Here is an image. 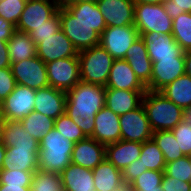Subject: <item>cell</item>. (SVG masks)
<instances>
[{
  "mask_svg": "<svg viewBox=\"0 0 191 191\" xmlns=\"http://www.w3.org/2000/svg\"><path fill=\"white\" fill-rule=\"evenodd\" d=\"M184 74L185 58L160 59L158 62H153L151 81L146 89L148 91H160Z\"/></svg>",
  "mask_w": 191,
  "mask_h": 191,
  "instance_id": "cell-15",
  "label": "cell"
},
{
  "mask_svg": "<svg viewBox=\"0 0 191 191\" xmlns=\"http://www.w3.org/2000/svg\"><path fill=\"white\" fill-rule=\"evenodd\" d=\"M37 56L46 64L58 59L78 57V51L62 30L54 36L40 38L36 45Z\"/></svg>",
  "mask_w": 191,
  "mask_h": 191,
  "instance_id": "cell-14",
  "label": "cell"
},
{
  "mask_svg": "<svg viewBox=\"0 0 191 191\" xmlns=\"http://www.w3.org/2000/svg\"><path fill=\"white\" fill-rule=\"evenodd\" d=\"M97 5L106 27L134 25L135 3L133 0H98Z\"/></svg>",
  "mask_w": 191,
  "mask_h": 191,
  "instance_id": "cell-16",
  "label": "cell"
},
{
  "mask_svg": "<svg viewBox=\"0 0 191 191\" xmlns=\"http://www.w3.org/2000/svg\"><path fill=\"white\" fill-rule=\"evenodd\" d=\"M34 111L57 119L65 113L66 91L48 86L36 90Z\"/></svg>",
  "mask_w": 191,
  "mask_h": 191,
  "instance_id": "cell-18",
  "label": "cell"
},
{
  "mask_svg": "<svg viewBox=\"0 0 191 191\" xmlns=\"http://www.w3.org/2000/svg\"><path fill=\"white\" fill-rule=\"evenodd\" d=\"M164 173L181 181L190 182L191 156H184L166 163Z\"/></svg>",
  "mask_w": 191,
  "mask_h": 191,
  "instance_id": "cell-37",
  "label": "cell"
},
{
  "mask_svg": "<svg viewBox=\"0 0 191 191\" xmlns=\"http://www.w3.org/2000/svg\"><path fill=\"white\" fill-rule=\"evenodd\" d=\"M184 118L191 124V106L189 109L185 110Z\"/></svg>",
  "mask_w": 191,
  "mask_h": 191,
  "instance_id": "cell-56",
  "label": "cell"
},
{
  "mask_svg": "<svg viewBox=\"0 0 191 191\" xmlns=\"http://www.w3.org/2000/svg\"><path fill=\"white\" fill-rule=\"evenodd\" d=\"M60 3L57 0H27L20 15L16 29L29 33L46 24L57 11Z\"/></svg>",
  "mask_w": 191,
  "mask_h": 191,
  "instance_id": "cell-9",
  "label": "cell"
},
{
  "mask_svg": "<svg viewBox=\"0 0 191 191\" xmlns=\"http://www.w3.org/2000/svg\"><path fill=\"white\" fill-rule=\"evenodd\" d=\"M36 90L16 84L13 92L2 101L1 112L6 119L22 120L34 111Z\"/></svg>",
  "mask_w": 191,
  "mask_h": 191,
  "instance_id": "cell-13",
  "label": "cell"
},
{
  "mask_svg": "<svg viewBox=\"0 0 191 191\" xmlns=\"http://www.w3.org/2000/svg\"><path fill=\"white\" fill-rule=\"evenodd\" d=\"M121 140L143 143L152 139L151 129L144 106L119 116Z\"/></svg>",
  "mask_w": 191,
  "mask_h": 191,
  "instance_id": "cell-11",
  "label": "cell"
},
{
  "mask_svg": "<svg viewBox=\"0 0 191 191\" xmlns=\"http://www.w3.org/2000/svg\"><path fill=\"white\" fill-rule=\"evenodd\" d=\"M16 80L13 76L11 67L0 69V101L7 98L15 89Z\"/></svg>",
  "mask_w": 191,
  "mask_h": 191,
  "instance_id": "cell-43",
  "label": "cell"
},
{
  "mask_svg": "<svg viewBox=\"0 0 191 191\" xmlns=\"http://www.w3.org/2000/svg\"><path fill=\"white\" fill-rule=\"evenodd\" d=\"M80 79L84 82L106 86L114 58L97 45L78 52Z\"/></svg>",
  "mask_w": 191,
  "mask_h": 191,
  "instance_id": "cell-4",
  "label": "cell"
},
{
  "mask_svg": "<svg viewBox=\"0 0 191 191\" xmlns=\"http://www.w3.org/2000/svg\"><path fill=\"white\" fill-rule=\"evenodd\" d=\"M133 191H163L161 186H158V189H144V190H133Z\"/></svg>",
  "mask_w": 191,
  "mask_h": 191,
  "instance_id": "cell-57",
  "label": "cell"
},
{
  "mask_svg": "<svg viewBox=\"0 0 191 191\" xmlns=\"http://www.w3.org/2000/svg\"><path fill=\"white\" fill-rule=\"evenodd\" d=\"M161 187L163 191H191V182L181 181L164 173Z\"/></svg>",
  "mask_w": 191,
  "mask_h": 191,
  "instance_id": "cell-46",
  "label": "cell"
},
{
  "mask_svg": "<svg viewBox=\"0 0 191 191\" xmlns=\"http://www.w3.org/2000/svg\"><path fill=\"white\" fill-rule=\"evenodd\" d=\"M152 139L162 151L165 163L184 157L171 130L155 131Z\"/></svg>",
  "mask_w": 191,
  "mask_h": 191,
  "instance_id": "cell-32",
  "label": "cell"
},
{
  "mask_svg": "<svg viewBox=\"0 0 191 191\" xmlns=\"http://www.w3.org/2000/svg\"><path fill=\"white\" fill-rule=\"evenodd\" d=\"M111 191H133L130 185L123 183L120 187H117Z\"/></svg>",
  "mask_w": 191,
  "mask_h": 191,
  "instance_id": "cell-55",
  "label": "cell"
},
{
  "mask_svg": "<svg viewBox=\"0 0 191 191\" xmlns=\"http://www.w3.org/2000/svg\"><path fill=\"white\" fill-rule=\"evenodd\" d=\"M11 67L6 41H0V69Z\"/></svg>",
  "mask_w": 191,
  "mask_h": 191,
  "instance_id": "cell-48",
  "label": "cell"
},
{
  "mask_svg": "<svg viewBox=\"0 0 191 191\" xmlns=\"http://www.w3.org/2000/svg\"><path fill=\"white\" fill-rule=\"evenodd\" d=\"M105 88L147 91L146 87L140 82L128 62L124 59L113 61Z\"/></svg>",
  "mask_w": 191,
  "mask_h": 191,
  "instance_id": "cell-21",
  "label": "cell"
},
{
  "mask_svg": "<svg viewBox=\"0 0 191 191\" xmlns=\"http://www.w3.org/2000/svg\"><path fill=\"white\" fill-rule=\"evenodd\" d=\"M2 143L6 147L39 148V141L25 130L20 120L6 119Z\"/></svg>",
  "mask_w": 191,
  "mask_h": 191,
  "instance_id": "cell-26",
  "label": "cell"
},
{
  "mask_svg": "<svg viewBox=\"0 0 191 191\" xmlns=\"http://www.w3.org/2000/svg\"><path fill=\"white\" fill-rule=\"evenodd\" d=\"M97 1L98 0H61L59 3L60 5H73L85 2L97 3Z\"/></svg>",
  "mask_w": 191,
  "mask_h": 191,
  "instance_id": "cell-51",
  "label": "cell"
},
{
  "mask_svg": "<svg viewBox=\"0 0 191 191\" xmlns=\"http://www.w3.org/2000/svg\"><path fill=\"white\" fill-rule=\"evenodd\" d=\"M106 88L80 80L66 92L65 113L79 126L86 137L95 128V116L105 107Z\"/></svg>",
  "mask_w": 191,
  "mask_h": 191,
  "instance_id": "cell-1",
  "label": "cell"
},
{
  "mask_svg": "<svg viewBox=\"0 0 191 191\" xmlns=\"http://www.w3.org/2000/svg\"><path fill=\"white\" fill-rule=\"evenodd\" d=\"M164 171L147 170L137 177L131 184L132 190L158 189L161 186Z\"/></svg>",
  "mask_w": 191,
  "mask_h": 191,
  "instance_id": "cell-39",
  "label": "cell"
},
{
  "mask_svg": "<svg viewBox=\"0 0 191 191\" xmlns=\"http://www.w3.org/2000/svg\"><path fill=\"white\" fill-rule=\"evenodd\" d=\"M140 36L134 25L106 27L100 35V45L114 58L125 60L127 50Z\"/></svg>",
  "mask_w": 191,
  "mask_h": 191,
  "instance_id": "cell-8",
  "label": "cell"
},
{
  "mask_svg": "<svg viewBox=\"0 0 191 191\" xmlns=\"http://www.w3.org/2000/svg\"><path fill=\"white\" fill-rule=\"evenodd\" d=\"M142 105L153 132L171 130L185 117V110L174 104L159 91H146Z\"/></svg>",
  "mask_w": 191,
  "mask_h": 191,
  "instance_id": "cell-3",
  "label": "cell"
},
{
  "mask_svg": "<svg viewBox=\"0 0 191 191\" xmlns=\"http://www.w3.org/2000/svg\"><path fill=\"white\" fill-rule=\"evenodd\" d=\"M145 93L146 91L106 88L105 106L120 116L141 106Z\"/></svg>",
  "mask_w": 191,
  "mask_h": 191,
  "instance_id": "cell-22",
  "label": "cell"
},
{
  "mask_svg": "<svg viewBox=\"0 0 191 191\" xmlns=\"http://www.w3.org/2000/svg\"><path fill=\"white\" fill-rule=\"evenodd\" d=\"M159 92L177 106L187 110L191 106V77L185 73Z\"/></svg>",
  "mask_w": 191,
  "mask_h": 191,
  "instance_id": "cell-30",
  "label": "cell"
},
{
  "mask_svg": "<svg viewBox=\"0 0 191 191\" xmlns=\"http://www.w3.org/2000/svg\"><path fill=\"white\" fill-rule=\"evenodd\" d=\"M95 128L91 138L100 144L109 145L121 140L119 115L103 107L95 116Z\"/></svg>",
  "mask_w": 191,
  "mask_h": 191,
  "instance_id": "cell-17",
  "label": "cell"
},
{
  "mask_svg": "<svg viewBox=\"0 0 191 191\" xmlns=\"http://www.w3.org/2000/svg\"><path fill=\"white\" fill-rule=\"evenodd\" d=\"M60 30L61 22L58 8V11L48 21H46V24L37 27L36 30L30 31L28 34L35 45H37L40 43V38H48L54 36Z\"/></svg>",
  "mask_w": 191,
  "mask_h": 191,
  "instance_id": "cell-38",
  "label": "cell"
},
{
  "mask_svg": "<svg viewBox=\"0 0 191 191\" xmlns=\"http://www.w3.org/2000/svg\"><path fill=\"white\" fill-rule=\"evenodd\" d=\"M55 120L47 115L32 111L21 120V124L37 141L54 128Z\"/></svg>",
  "mask_w": 191,
  "mask_h": 191,
  "instance_id": "cell-31",
  "label": "cell"
},
{
  "mask_svg": "<svg viewBox=\"0 0 191 191\" xmlns=\"http://www.w3.org/2000/svg\"><path fill=\"white\" fill-rule=\"evenodd\" d=\"M143 166L148 170L164 171L165 160L162 151L159 149L153 139L142 143L141 154L139 156Z\"/></svg>",
  "mask_w": 191,
  "mask_h": 191,
  "instance_id": "cell-33",
  "label": "cell"
},
{
  "mask_svg": "<svg viewBox=\"0 0 191 191\" xmlns=\"http://www.w3.org/2000/svg\"><path fill=\"white\" fill-rule=\"evenodd\" d=\"M49 86L68 91L73 89L80 79V62L78 57L58 59L46 63Z\"/></svg>",
  "mask_w": 191,
  "mask_h": 191,
  "instance_id": "cell-7",
  "label": "cell"
},
{
  "mask_svg": "<svg viewBox=\"0 0 191 191\" xmlns=\"http://www.w3.org/2000/svg\"><path fill=\"white\" fill-rule=\"evenodd\" d=\"M134 26L139 33L172 34L173 20L163 4H135Z\"/></svg>",
  "mask_w": 191,
  "mask_h": 191,
  "instance_id": "cell-6",
  "label": "cell"
},
{
  "mask_svg": "<svg viewBox=\"0 0 191 191\" xmlns=\"http://www.w3.org/2000/svg\"><path fill=\"white\" fill-rule=\"evenodd\" d=\"M125 60L146 87L151 81L153 62L148 55L146 44L140 36L127 50Z\"/></svg>",
  "mask_w": 191,
  "mask_h": 191,
  "instance_id": "cell-20",
  "label": "cell"
},
{
  "mask_svg": "<svg viewBox=\"0 0 191 191\" xmlns=\"http://www.w3.org/2000/svg\"><path fill=\"white\" fill-rule=\"evenodd\" d=\"M27 0H0V17L17 26Z\"/></svg>",
  "mask_w": 191,
  "mask_h": 191,
  "instance_id": "cell-40",
  "label": "cell"
},
{
  "mask_svg": "<svg viewBox=\"0 0 191 191\" xmlns=\"http://www.w3.org/2000/svg\"><path fill=\"white\" fill-rule=\"evenodd\" d=\"M106 146L91 137L74 143L71 163L93 170L105 159Z\"/></svg>",
  "mask_w": 191,
  "mask_h": 191,
  "instance_id": "cell-19",
  "label": "cell"
},
{
  "mask_svg": "<svg viewBox=\"0 0 191 191\" xmlns=\"http://www.w3.org/2000/svg\"><path fill=\"white\" fill-rule=\"evenodd\" d=\"M39 148H14L6 147L2 170H38Z\"/></svg>",
  "mask_w": 191,
  "mask_h": 191,
  "instance_id": "cell-24",
  "label": "cell"
},
{
  "mask_svg": "<svg viewBox=\"0 0 191 191\" xmlns=\"http://www.w3.org/2000/svg\"><path fill=\"white\" fill-rule=\"evenodd\" d=\"M172 35L184 51L191 50V13L173 19Z\"/></svg>",
  "mask_w": 191,
  "mask_h": 191,
  "instance_id": "cell-35",
  "label": "cell"
},
{
  "mask_svg": "<svg viewBox=\"0 0 191 191\" xmlns=\"http://www.w3.org/2000/svg\"><path fill=\"white\" fill-rule=\"evenodd\" d=\"M146 44L147 52L152 62L167 58H185V51L174 40L172 34L157 32L139 33Z\"/></svg>",
  "mask_w": 191,
  "mask_h": 191,
  "instance_id": "cell-12",
  "label": "cell"
},
{
  "mask_svg": "<svg viewBox=\"0 0 191 191\" xmlns=\"http://www.w3.org/2000/svg\"><path fill=\"white\" fill-rule=\"evenodd\" d=\"M185 73L191 77V50L185 51Z\"/></svg>",
  "mask_w": 191,
  "mask_h": 191,
  "instance_id": "cell-50",
  "label": "cell"
},
{
  "mask_svg": "<svg viewBox=\"0 0 191 191\" xmlns=\"http://www.w3.org/2000/svg\"><path fill=\"white\" fill-rule=\"evenodd\" d=\"M141 148L142 143L119 140L106 145L105 158L122 171L139 158Z\"/></svg>",
  "mask_w": 191,
  "mask_h": 191,
  "instance_id": "cell-23",
  "label": "cell"
},
{
  "mask_svg": "<svg viewBox=\"0 0 191 191\" xmlns=\"http://www.w3.org/2000/svg\"><path fill=\"white\" fill-rule=\"evenodd\" d=\"M166 0H133L135 4H163Z\"/></svg>",
  "mask_w": 191,
  "mask_h": 191,
  "instance_id": "cell-52",
  "label": "cell"
},
{
  "mask_svg": "<svg viewBox=\"0 0 191 191\" xmlns=\"http://www.w3.org/2000/svg\"><path fill=\"white\" fill-rule=\"evenodd\" d=\"M11 70L17 84L34 90L49 86L46 64L38 56L11 63Z\"/></svg>",
  "mask_w": 191,
  "mask_h": 191,
  "instance_id": "cell-10",
  "label": "cell"
},
{
  "mask_svg": "<svg viewBox=\"0 0 191 191\" xmlns=\"http://www.w3.org/2000/svg\"><path fill=\"white\" fill-rule=\"evenodd\" d=\"M147 170V167L143 166L141 159L138 158L122 170V180L125 184L130 185L137 177Z\"/></svg>",
  "mask_w": 191,
  "mask_h": 191,
  "instance_id": "cell-45",
  "label": "cell"
},
{
  "mask_svg": "<svg viewBox=\"0 0 191 191\" xmlns=\"http://www.w3.org/2000/svg\"><path fill=\"white\" fill-rule=\"evenodd\" d=\"M31 191H64L60 174L37 170L31 180Z\"/></svg>",
  "mask_w": 191,
  "mask_h": 191,
  "instance_id": "cell-34",
  "label": "cell"
},
{
  "mask_svg": "<svg viewBox=\"0 0 191 191\" xmlns=\"http://www.w3.org/2000/svg\"><path fill=\"white\" fill-rule=\"evenodd\" d=\"M7 47L11 63L37 56L36 45L29 37V34L17 29L7 41Z\"/></svg>",
  "mask_w": 191,
  "mask_h": 191,
  "instance_id": "cell-28",
  "label": "cell"
},
{
  "mask_svg": "<svg viewBox=\"0 0 191 191\" xmlns=\"http://www.w3.org/2000/svg\"><path fill=\"white\" fill-rule=\"evenodd\" d=\"M60 176L64 191H96L91 169L70 163Z\"/></svg>",
  "mask_w": 191,
  "mask_h": 191,
  "instance_id": "cell-25",
  "label": "cell"
},
{
  "mask_svg": "<svg viewBox=\"0 0 191 191\" xmlns=\"http://www.w3.org/2000/svg\"><path fill=\"white\" fill-rule=\"evenodd\" d=\"M92 173L96 191H111L124 183L122 171L106 158L92 170Z\"/></svg>",
  "mask_w": 191,
  "mask_h": 191,
  "instance_id": "cell-27",
  "label": "cell"
},
{
  "mask_svg": "<svg viewBox=\"0 0 191 191\" xmlns=\"http://www.w3.org/2000/svg\"><path fill=\"white\" fill-rule=\"evenodd\" d=\"M5 154H6V146L2 142H0V171L3 168V160L5 157Z\"/></svg>",
  "mask_w": 191,
  "mask_h": 191,
  "instance_id": "cell-53",
  "label": "cell"
},
{
  "mask_svg": "<svg viewBox=\"0 0 191 191\" xmlns=\"http://www.w3.org/2000/svg\"><path fill=\"white\" fill-rule=\"evenodd\" d=\"M5 122H6V118H5V116L2 114V112L0 110V142H2Z\"/></svg>",
  "mask_w": 191,
  "mask_h": 191,
  "instance_id": "cell-54",
  "label": "cell"
},
{
  "mask_svg": "<svg viewBox=\"0 0 191 191\" xmlns=\"http://www.w3.org/2000/svg\"><path fill=\"white\" fill-rule=\"evenodd\" d=\"M73 146L54 127L39 141L38 169L60 174L71 163Z\"/></svg>",
  "mask_w": 191,
  "mask_h": 191,
  "instance_id": "cell-2",
  "label": "cell"
},
{
  "mask_svg": "<svg viewBox=\"0 0 191 191\" xmlns=\"http://www.w3.org/2000/svg\"><path fill=\"white\" fill-rule=\"evenodd\" d=\"M54 127L73 143L86 138L79 126L66 113L55 119Z\"/></svg>",
  "mask_w": 191,
  "mask_h": 191,
  "instance_id": "cell-36",
  "label": "cell"
},
{
  "mask_svg": "<svg viewBox=\"0 0 191 191\" xmlns=\"http://www.w3.org/2000/svg\"><path fill=\"white\" fill-rule=\"evenodd\" d=\"M31 185H4L0 184V191H31Z\"/></svg>",
  "mask_w": 191,
  "mask_h": 191,
  "instance_id": "cell-49",
  "label": "cell"
},
{
  "mask_svg": "<svg viewBox=\"0 0 191 191\" xmlns=\"http://www.w3.org/2000/svg\"><path fill=\"white\" fill-rule=\"evenodd\" d=\"M171 131L184 156H191V124L184 118Z\"/></svg>",
  "mask_w": 191,
  "mask_h": 191,
  "instance_id": "cell-41",
  "label": "cell"
},
{
  "mask_svg": "<svg viewBox=\"0 0 191 191\" xmlns=\"http://www.w3.org/2000/svg\"><path fill=\"white\" fill-rule=\"evenodd\" d=\"M163 6L172 20L181 14L191 13V0H166Z\"/></svg>",
  "mask_w": 191,
  "mask_h": 191,
  "instance_id": "cell-44",
  "label": "cell"
},
{
  "mask_svg": "<svg viewBox=\"0 0 191 191\" xmlns=\"http://www.w3.org/2000/svg\"><path fill=\"white\" fill-rule=\"evenodd\" d=\"M66 7L81 23L90 24L100 35L106 29V23L97 3L85 2L73 5H61Z\"/></svg>",
  "mask_w": 191,
  "mask_h": 191,
  "instance_id": "cell-29",
  "label": "cell"
},
{
  "mask_svg": "<svg viewBox=\"0 0 191 191\" xmlns=\"http://www.w3.org/2000/svg\"><path fill=\"white\" fill-rule=\"evenodd\" d=\"M59 15L61 30L78 52L100 45V34L93 30V26L79 22L66 7L61 5Z\"/></svg>",
  "mask_w": 191,
  "mask_h": 191,
  "instance_id": "cell-5",
  "label": "cell"
},
{
  "mask_svg": "<svg viewBox=\"0 0 191 191\" xmlns=\"http://www.w3.org/2000/svg\"><path fill=\"white\" fill-rule=\"evenodd\" d=\"M15 30L16 26L14 24L0 17V41L7 42Z\"/></svg>",
  "mask_w": 191,
  "mask_h": 191,
  "instance_id": "cell-47",
  "label": "cell"
},
{
  "mask_svg": "<svg viewBox=\"0 0 191 191\" xmlns=\"http://www.w3.org/2000/svg\"><path fill=\"white\" fill-rule=\"evenodd\" d=\"M32 171L23 170H1L0 184L4 185H31Z\"/></svg>",
  "mask_w": 191,
  "mask_h": 191,
  "instance_id": "cell-42",
  "label": "cell"
}]
</instances>
